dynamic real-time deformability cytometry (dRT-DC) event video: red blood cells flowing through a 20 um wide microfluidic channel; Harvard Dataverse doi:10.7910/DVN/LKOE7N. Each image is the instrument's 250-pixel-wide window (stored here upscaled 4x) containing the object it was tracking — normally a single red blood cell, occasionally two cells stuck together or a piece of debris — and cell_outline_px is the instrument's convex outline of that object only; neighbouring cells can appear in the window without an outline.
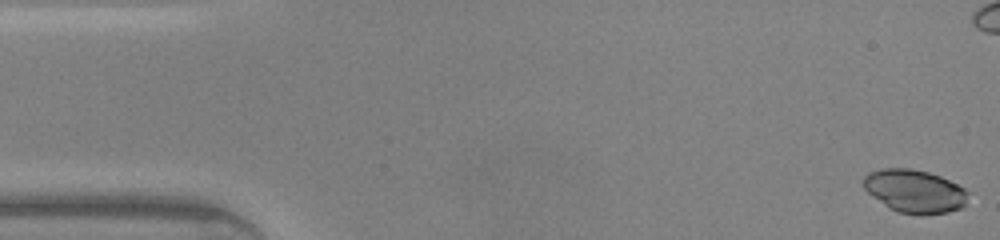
{"species": "common noctule bat (a hibernating species)", "species_latin": "Nyctalus noctula", "temperature_condition": "warm", "stored_images_in_passage": 47, "camera_frame_rate_fps": 3000, "um_per_image_px": 0.085, "animal": {"sex": "male", "body_mass_g": 20.0, "forearm_length_mm": 53.3}, "frame": {"image": 1, "passage_image": 1, "time_ms": 0.0, "image_size_px": [1000, 240], "cell_outline_px": [[968, 192], [964, 204], [960, 208], [948, 212], [924, 216], [920, 216], [896, 212], [888, 208], [872, 196], [864, 188], [864, 176], [868, 172], [880, 168], [912, 168], [928, 172], [940, 176], [964, 188]], "centroid_in_image_um": [77.71, 16.26], "position_along_channel_um": 7.3, "area_um2": 26.53}}